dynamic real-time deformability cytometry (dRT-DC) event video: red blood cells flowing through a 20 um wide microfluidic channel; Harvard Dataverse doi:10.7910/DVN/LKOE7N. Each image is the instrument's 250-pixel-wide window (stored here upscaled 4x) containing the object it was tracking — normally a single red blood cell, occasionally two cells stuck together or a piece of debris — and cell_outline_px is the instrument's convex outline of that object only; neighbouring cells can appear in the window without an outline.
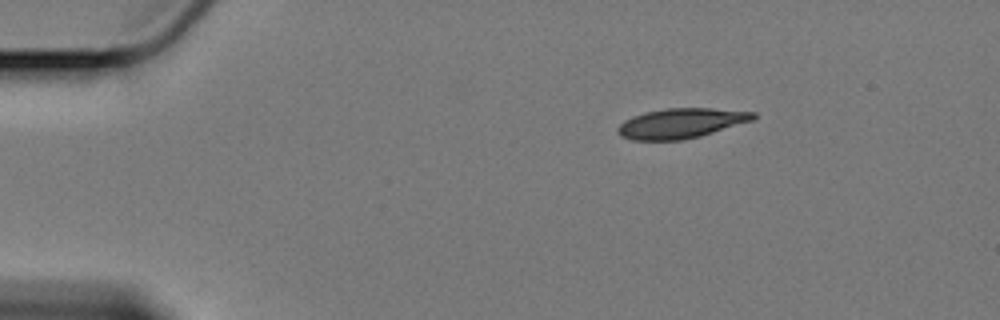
{"species": "Egyptian fruit bat (a non-hibernating species)", "species_latin": "Rousettus aegyptiacus", "temperature_condition": "cold", "stored_images_in_passage": 51, "camera_frame_rate_fps": 3000, "um_per_image_px": 0.085, "animal": {"sex": "female"}, "frame": {"image": 1, "passage_image": 1, "time_ms": 0.0, "image_size_px": [1000, 320], "cell_outline_px": [[756, 116], [752, 120], [700, 136], [684, 140], [632, 140], [620, 136], [616, 128], [624, 120], [632, 116], [644, 112], [664, 108], [712, 108], [756, 112]], "centroid_in_image_um": [57.84, 10.47], "position_along_channel_um": 27.2, "area_um2": 23.64}}
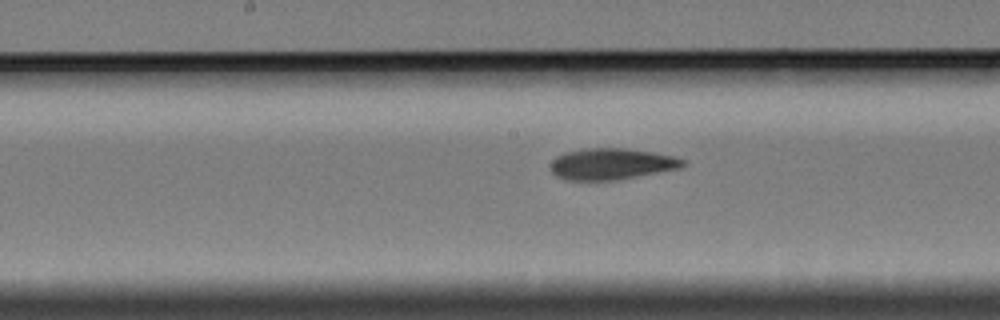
{"frame": {"image": 2, "passage_image": 22, "time_ms": 7.0, "image_size_px": [1000, 320], "cell_outline_px": [[688, 164], [680, 168], [616, 180], [564, 180], [556, 176], [552, 172], [552, 160], [556, 156], [564, 152], [584, 148], [628, 148], [676, 156], [688, 160]], "centroid_in_image_um": [52.02, 13.92], "position_along_channel_um": 196.2, "area_um2": 24.39}}
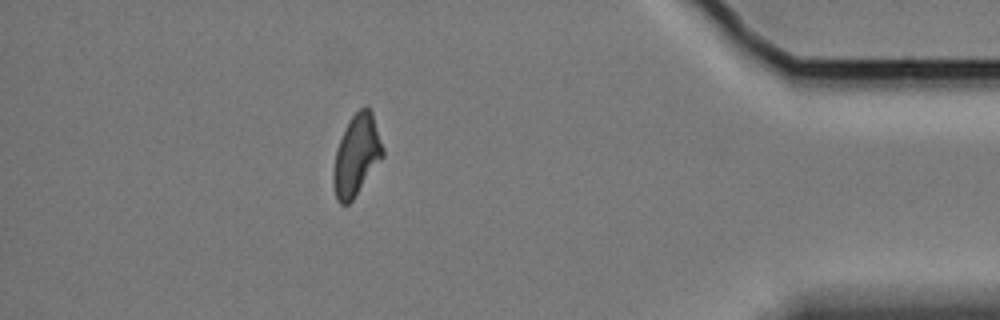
{"frame": {"image": 3, "passage_image": 44, "time_ms": 14.333, "image_size_px": [1000, 320], "cell_outline_px": [[384, 156], [352, 200], [348, 204], [340, 204], [336, 200], [332, 184], [332, 172], [336, 148], [352, 116], [364, 104], [372, 112], [384, 148]], "centroid_in_image_um": [30.29, 13.22], "position_along_channel_um": 404.9, "area_um2": 23.24}, "authors_computed_cell_mechanics": {"area_um2": 24.1026, "velocity_mm_per_s": 3.3831, "shape_relaxation_time_tau1_ms": 7.2056, "shape_relaxation_time_tau2_ms": 4.3094, "deformation_change_tau1": 0.1792, "deformation_change_tau2": 0.1127}}